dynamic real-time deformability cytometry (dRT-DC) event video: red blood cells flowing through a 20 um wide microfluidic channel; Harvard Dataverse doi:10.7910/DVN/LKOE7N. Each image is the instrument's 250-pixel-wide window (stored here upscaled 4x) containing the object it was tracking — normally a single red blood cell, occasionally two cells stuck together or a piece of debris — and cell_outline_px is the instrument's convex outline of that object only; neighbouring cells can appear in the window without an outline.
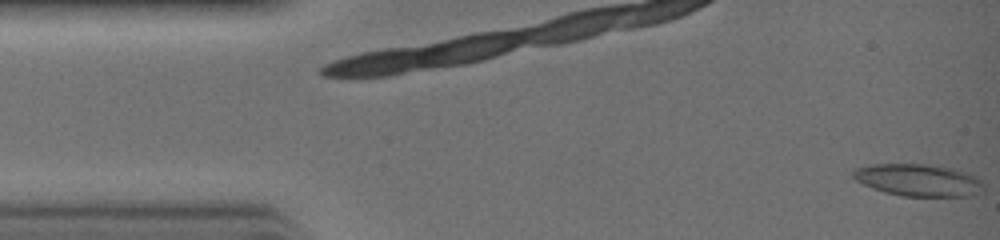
{"species": "common noctule bat (a hibernating species)", "species_latin": "Nyctalus noctula", "temperature_condition": "warm", "stored_images_in_passage": 32, "camera_frame_rate_fps": 3000, "um_per_image_px": 0.085, "animal": {"sex": "female", "body_mass_g": 19.0, "forearm_length_mm": 51.5}, "frame": {"image": 1, "passage_image": 1, "time_ms": 0.0, "image_size_px": [1000, 240], "cell_outline_px": [[980, 184], [968, 196], [904, 196], [884, 192], [872, 188], [856, 180], [852, 176], [852, 172], [856, 168], [872, 164], [928, 164], [952, 168], [968, 172], [976, 176], [980, 180]], "centroid_in_image_um": [77.96, 15.28], "position_along_channel_um": 7.0, "area_um2": 23.93}}
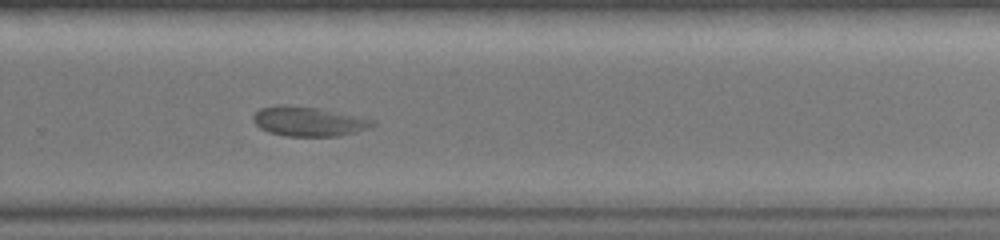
{"frame": {"image": 2, "passage_image": 22, "time_ms": 7.0, "image_size_px": [1000, 240], "cell_outline_px": [[376, 124], [368, 128], [356, 132], [340, 136], [284, 136], [268, 132], [260, 128], [252, 120], [252, 116], [260, 108], [280, 104], [284, 104], [320, 108], [376, 120]], "centroid_in_image_um": [26.21, 10.32], "position_along_channel_um": 303.6, "area_um2": 20.75}}
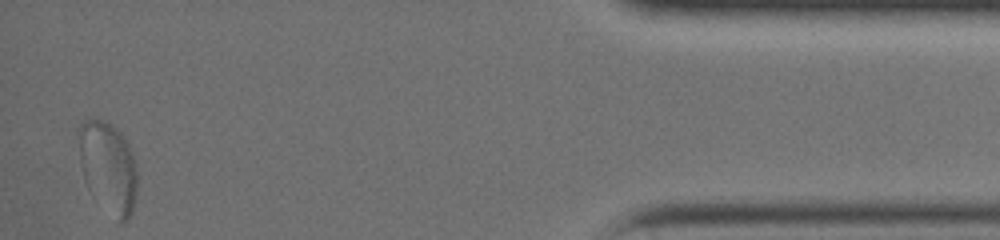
{"frame": {"image": 3, "passage_image": 32, "time_ms": 10.333, "image_size_px": [1000, 240], "cell_outline_px": [[136, 192], [132, 212], [128, 220], [124, 224], [116, 224], [88, 188], [84, 180], [80, 168], [76, 132], [76, 128], [84, 120], [104, 120], [112, 124], [120, 132], [128, 144], [132, 152], [136, 164]], "centroid_in_image_um": [9.16, 14.25], "position_along_channel_um": 426.0, "area_um2": 32.02}}